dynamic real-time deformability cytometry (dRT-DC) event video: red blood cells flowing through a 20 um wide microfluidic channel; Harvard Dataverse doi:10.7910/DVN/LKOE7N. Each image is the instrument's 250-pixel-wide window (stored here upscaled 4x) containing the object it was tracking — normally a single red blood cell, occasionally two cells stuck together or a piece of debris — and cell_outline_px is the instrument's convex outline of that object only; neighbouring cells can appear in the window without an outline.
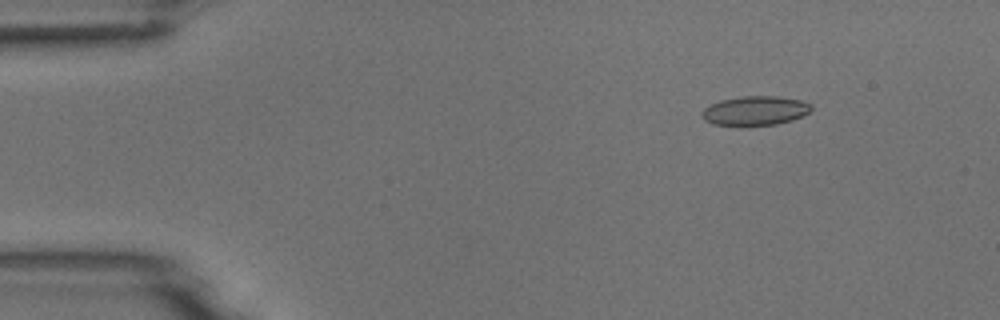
{"species": "common noctule bat (a hibernating species)", "species_latin": "Nyctalus noctula", "temperature_condition": "room temperature", "stored_images_in_passage": 5, "camera_frame_rate_fps": 3000, "um_per_image_px": 0.085, "animal": {"sex": "male", "body_mass_g": 18.8}, "frame": {"image": 1, "passage_image": 1, "time_ms": 0.0, "image_size_px": [1000, 320], "cell_outline_px": [[812, 108], [804, 116], [792, 120], [776, 124], [712, 124], [704, 120], [700, 116], [700, 112], [704, 108], [720, 100], [740, 96], [776, 96], [800, 100], [812, 104]], "centroid_in_image_um": [64.18, 9.39], "position_along_channel_um": 20.8, "area_um2": 18.44}}
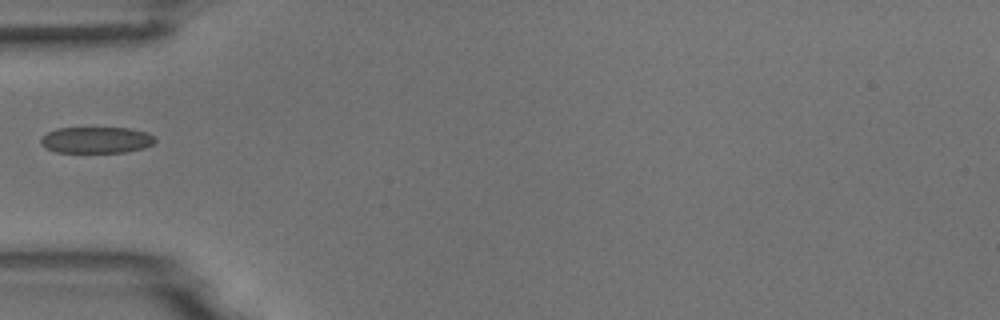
{"frame": {"image": 2, "passage_image": 4, "time_ms": 3.667, "image_size_px": [1000, 320], "cell_outline_px": [[156, 140], [152, 144], [144, 148], [124, 152], [56, 152], [44, 148], [40, 144], [40, 140], [48, 132], [56, 128], [128, 128], [148, 132], [156, 136]], "centroid_in_image_um": [8.2, 11.9], "position_along_channel_um": 76.8, "area_um2": 17.63}}